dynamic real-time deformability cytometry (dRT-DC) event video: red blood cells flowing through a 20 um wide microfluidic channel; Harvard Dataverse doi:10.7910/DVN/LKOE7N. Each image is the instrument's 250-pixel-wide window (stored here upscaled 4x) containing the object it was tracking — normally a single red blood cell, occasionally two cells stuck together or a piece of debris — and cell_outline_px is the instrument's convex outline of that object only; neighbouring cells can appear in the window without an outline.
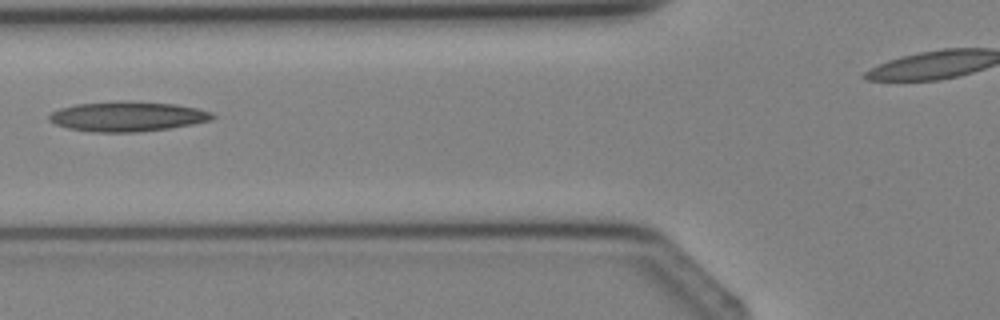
{"species": "Egyptian fruit bat (a non-hibernating species)", "species_latin": "Rousettus aegyptiacus", "temperature_condition": "cold", "stored_images_in_passage": 5, "camera_frame_rate_fps": 3000, "um_per_image_px": 0.085, "animal": {"sex": "female"}, "frame": {"image": 1, "passage_image": 5, "time_ms": 5.0, "image_size_px": [1000, 320], "cell_outline_px": [[216, 116], [212, 120], [192, 124], [168, 128], [140, 132], [92, 132], [68, 128], [56, 124], [48, 120], [48, 116], [52, 112], [60, 108], [76, 104], [176, 104], [196, 108], [212, 112]], "centroid_in_image_um": [10.84, 9.95], "position_along_channel_um": 115.0, "area_um2": 27.11}}